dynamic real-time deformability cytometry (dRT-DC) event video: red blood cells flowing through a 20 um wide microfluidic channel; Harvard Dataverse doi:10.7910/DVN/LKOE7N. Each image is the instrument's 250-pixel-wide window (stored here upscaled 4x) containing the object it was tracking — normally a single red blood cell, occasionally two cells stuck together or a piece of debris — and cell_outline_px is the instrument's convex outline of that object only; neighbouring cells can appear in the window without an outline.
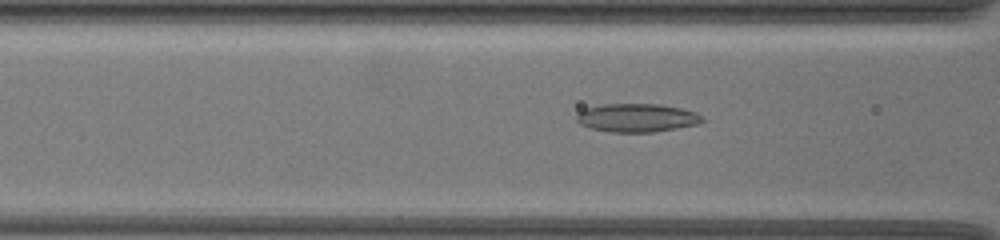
{"species": "common noctule bat (a hibernating species)", "species_latin": "Nyctalus noctula", "temperature_condition": "warm", "stored_images_in_passage": 39, "camera_frame_rate_fps": 3000, "um_per_image_px": 0.085, "animal": {"sex": "female", "body_mass_g": 19.5, "forearm_length_mm": 54.1}, "frame": {"image": 1, "passage_image": 6, "time_ms": 1.667, "image_size_px": [1000, 240], "cell_outline_px": [[704, 120], [696, 124], [676, 128], [652, 132], [612, 132], [592, 128], [580, 124], [576, 120], [576, 116], [584, 108], [600, 104], [660, 104], [680, 108], [696, 112]], "centroid_in_image_um": [54.1, 10.0], "position_along_channel_um": 112.5, "area_um2": 20.63}}
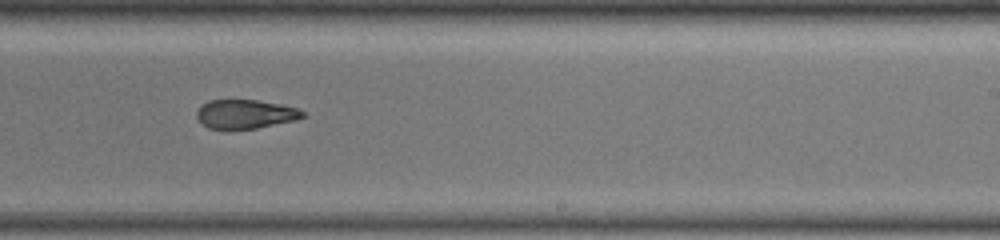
{"frame": {"image": 2, "passage_image": 19, "time_ms": 6.0, "image_size_px": [1000, 240], "cell_outline_px": [[308, 116], [296, 120], [256, 128], [208, 128], [196, 116], [196, 112], [200, 104], [208, 100], [256, 100], [280, 104], [296, 108], [304, 112]], "centroid_in_image_um": [20.86, 9.68], "position_along_channel_um": 268.1, "area_um2": 17.74}}
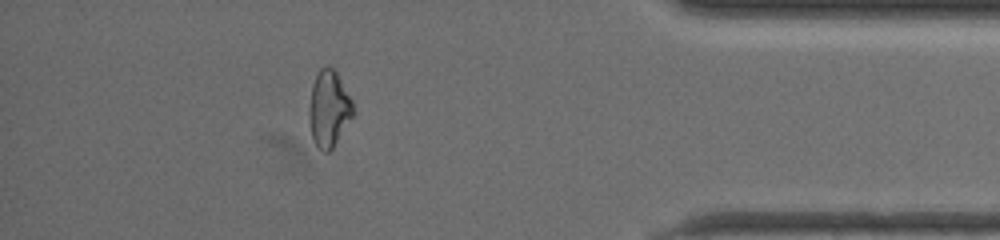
{"frame": {"image": 3, "passage_image": 33, "time_ms": 10.667, "image_size_px": [1000, 240], "cell_outline_px": [[352, 116], [332, 148], [328, 152], [324, 152], [316, 144], [312, 136], [312, 84], [320, 68], [328, 64], [336, 72], [352, 100]], "centroid_in_image_um": [27.99, 9.19], "position_along_channel_um": 407.2, "area_um2": 18.32}, "authors_computed_cell_mechanics": {"area_um2": 19.4786, "velocity_mm_per_s": 3.591, "shape_relaxation_time_tau1_ms": null, "shape_relaxation_time_tau2_ms": 2.3333, "deformation_change_tau1": null, "deformation_change_tau2": 0.0874}}